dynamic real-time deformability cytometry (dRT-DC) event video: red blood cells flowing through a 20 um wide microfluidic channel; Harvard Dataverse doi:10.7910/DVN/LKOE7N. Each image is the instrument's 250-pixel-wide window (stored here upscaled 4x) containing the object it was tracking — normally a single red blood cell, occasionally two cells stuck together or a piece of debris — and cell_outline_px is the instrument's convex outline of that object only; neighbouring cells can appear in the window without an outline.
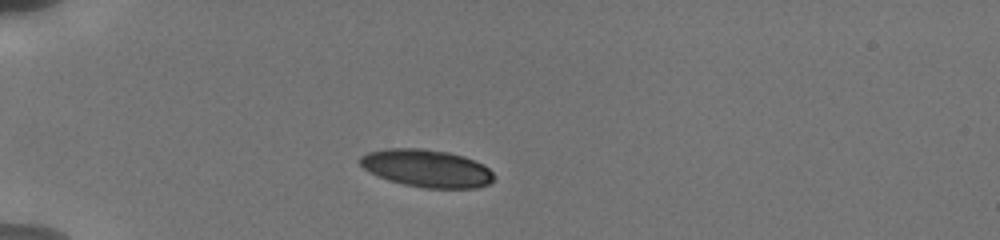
{"species": "human", "species_latin": "Homo sapiens", "temperature_condition": "cold", "stored_images_in_passage": 52, "camera_frame_rate_fps": 3000, "um_per_image_px": 0.085, "donor": {"sex": "male"}, "frame": {"image": 1, "passage_image": 1, "time_ms": 0.0, "image_size_px": [1000, 240], "cell_outline_px": [[496, 176], [488, 184], [476, 188], [424, 188], [404, 184], [388, 180], [364, 168], [360, 164], [360, 156], [368, 152], [384, 148], [424, 148], [448, 152], [464, 156], [476, 160], [484, 164]], "centroid_in_image_um": [36.3, 14.29], "position_along_channel_um": 48.7, "area_um2": 29.42}}
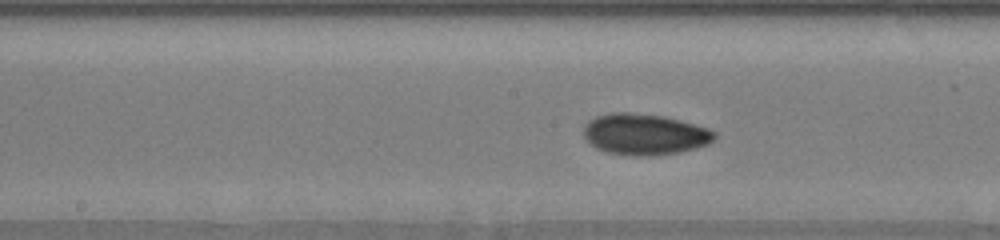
{"frame": {"image": 2, "passage_image": 15, "time_ms": 4.667, "image_size_px": [1000, 240], "cell_outline_px": [[716, 136], [708, 144], [680, 152], [648, 156], [636, 156], [608, 152], [596, 148], [584, 136], [584, 124], [588, 120], [596, 116], [612, 112], [628, 112], [664, 116], [680, 120], [708, 128], [716, 132]], "centroid_in_image_um": [54.78, 11.4], "position_along_channel_um": 193.4, "area_um2": 31.27}}
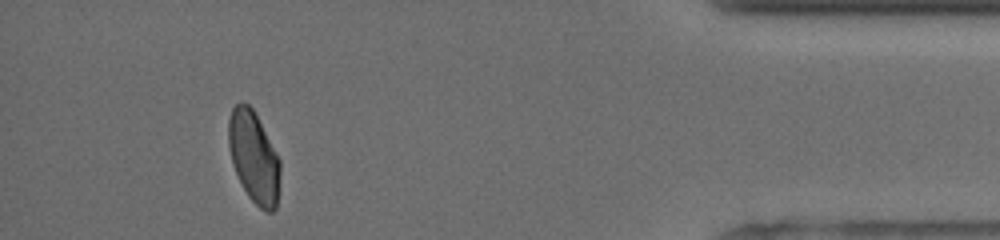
{"frame": {"image": 3, "passage_image": 48, "time_ms": 11.667, "image_size_px": [1000, 240], "cell_outline_px": [[280, 172], [276, 208], [272, 212], [268, 212], [260, 208], [248, 196], [236, 172], [232, 160], [228, 144], [228, 120], [232, 108], [240, 100], [248, 104], [252, 108], [280, 160]], "centroid_in_image_um": [21.56, 13.34], "position_along_channel_um": 413.6, "area_um2": 27.11}, "authors_computed_cell_mechanics": {"area_um2": 29.0734, "velocity_mm_per_s": 3.7889, "shape_relaxation_time_tau1_ms": 3.5751, "shape_relaxation_time_tau2_ms": 2.7128, "deformation_change_tau1": 0.0973, "deformation_change_tau2": 0.0582}}